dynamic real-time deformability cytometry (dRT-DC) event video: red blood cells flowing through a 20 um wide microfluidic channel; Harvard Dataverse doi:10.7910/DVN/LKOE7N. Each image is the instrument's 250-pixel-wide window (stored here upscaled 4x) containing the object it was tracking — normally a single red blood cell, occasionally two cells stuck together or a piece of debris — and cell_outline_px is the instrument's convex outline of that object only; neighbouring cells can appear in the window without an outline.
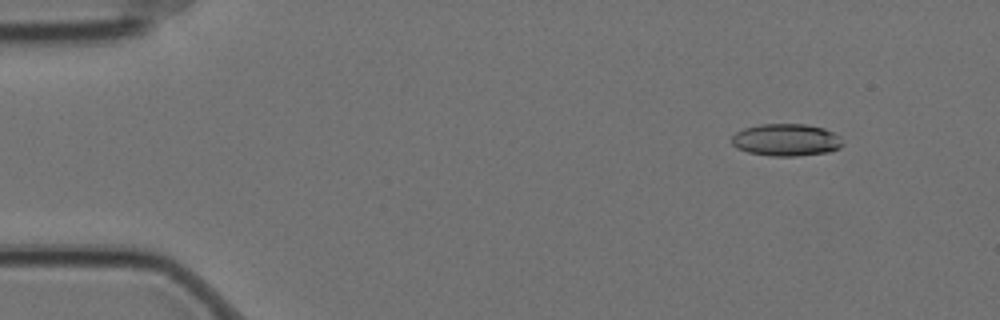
{"species": "Egyptian fruit bat (a non-hibernating species)", "species_latin": "Rousettus aegyptiacus", "temperature_condition": "cold", "stored_images_in_passage": 5, "camera_frame_rate_fps": 3000, "um_per_image_px": 0.085, "animal": {"sex": "female"}, "frame": {"image": 1, "passage_image": 2, "time_ms": 0.333, "image_size_px": [1000, 320], "cell_outline_px": [[844, 144], [840, 148], [828, 152], [796, 156], [772, 156], [748, 152], [736, 148], [732, 144], [732, 136], [736, 132], [744, 128], [760, 124], [808, 124], [824, 128], [840, 136]], "centroid_in_image_um": [66.84, 11.89], "position_along_channel_um": 18.2, "area_um2": 20.98}}
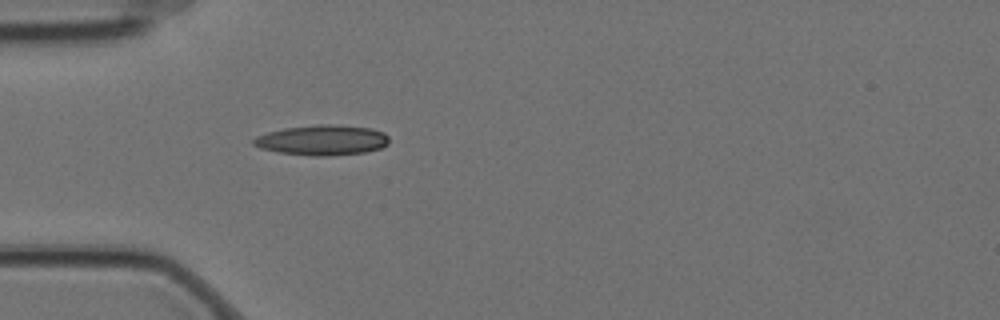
{"frame": {"image": 2, "passage_image": 5, "time_ms": 1.333, "image_size_px": [1000, 320], "cell_outline_px": [[388, 144], [380, 148], [364, 152], [324, 156], [312, 156], [280, 152], [260, 148], [252, 144], [252, 140], [256, 136], [268, 132], [284, 128], [316, 124], [332, 124], [372, 128], [384, 132], [388, 136]], "centroid_in_image_um": [27.38, 11.9], "position_along_channel_um": 57.6, "area_um2": 23.87}}